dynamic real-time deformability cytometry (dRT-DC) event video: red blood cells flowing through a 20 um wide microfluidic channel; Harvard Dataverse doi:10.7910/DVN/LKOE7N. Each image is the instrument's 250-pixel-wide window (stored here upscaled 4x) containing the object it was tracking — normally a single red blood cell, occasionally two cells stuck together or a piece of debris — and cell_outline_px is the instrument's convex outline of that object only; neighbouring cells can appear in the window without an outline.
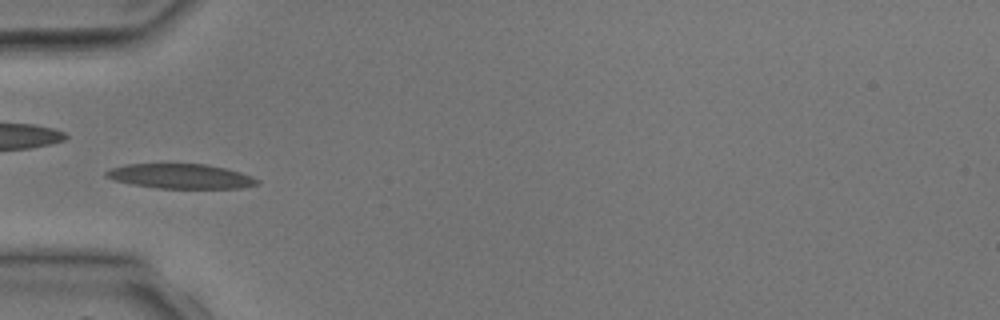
{"species": "common noctule bat (a hibernating species)", "species_latin": "Nyctalus noctula", "temperature_condition": "room temperature", "stored_images_in_passage": 4, "camera_frame_rate_fps": 3000, "um_per_image_px": 0.085, "animal": {"sex": "male", "body_mass_g": 17.9, "forearm_length_mm": 54.2}, "frame": {"image": 1, "passage_image": 4, "time_ms": 3.667, "image_size_px": [1000, 320], "cell_outline_px": [[260, 184], [240, 188], [156, 188], [132, 184], [112, 180], [104, 176], [104, 172], [112, 168], [124, 164], [204, 164], [224, 168], [240, 172], [252, 176], [260, 180]], "centroid_in_image_um": [15.34, 14.98], "position_along_channel_um": 69.7, "area_um2": 21.79}}